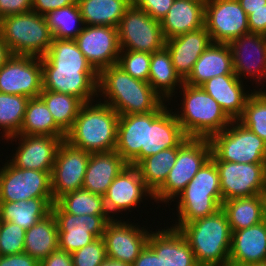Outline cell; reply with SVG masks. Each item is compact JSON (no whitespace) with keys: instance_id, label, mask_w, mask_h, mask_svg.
Listing matches in <instances>:
<instances>
[{"instance_id":"30","label":"cell","mask_w":266,"mask_h":266,"mask_svg":"<svg viewBox=\"0 0 266 266\" xmlns=\"http://www.w3.org/2000/svg\"><path fill=\"white\" fill-rule=\"evenodd\" d=\"M146 113L120 115L115 150L130 165L141 161V148H145Z\"/></svg>"},{"instance_id":"36","label":"cell","mask_w":266,"mask_h":266,"mask_svg":"<svg viewBox=\"0 0 266 266\" xmlns=\"http://www.w3.org/2000/svg\"><path fill=\"white\" fill-rule=\"evenodd\" d=\"M18 134L66 138V133L55 123L52 114L40 97L29 98Z\"/></svg>"},{"instance_id":"34","label":"cell","mask_w":266,"mask_h":266,"mask_svg":"<svg viewBox=\"0 0 266 266\" xmlns=\"http://www.w3.org/2000/svg\"><path fill=\"white\" fill-rule=\"evenodd\" d=\"M58 237L56 218L51 212L26 230L24 252L40 262L59 248Z\"/></svg>"},{"instance_id":"29","label":"cell","mask_w":266,"mask_h":266,"mask_svg":"<svg viewBox=\"0 0 266 266\" xmlns=\"http://www.w3.org/2000/svg\"><path fill=\"white\" fill-rule=\"evenodd\" d=\"M220 75H236L233 71L232 51L229 44L212 43L200 55L184 83L201 86L207 80Z\"/></svg>"},{"instance_id":"19","label":"cell","mask_w":266,"mask_h":266,"mask_svg":"<svg viewBox=\"0 0 266 266\" xmlns=\"http://www.w3.org/2000/svg\"><path fill=\"white\" fill-rule=\"evenodd\" d=\"M95 69L42 68L43 89L79 98L83 103L98 97Z\"/></svg>"},{"instance_id":"5","label":"cell","mask_w":266,"mask_h":266,"mask_svg":"<svg viewBox=\"0 0 266 266\" xmlns=\"http://www.w3.org/2000/svg\"><path fill=\"white\" fill-rule=\"evenodd\" d=\"M180 89L183 92V106L181 114L177 111L175 115L188 138L209 139L232 122L217 101L201 86L183 83Z\"/></svg>"},{"instance_id":"44","label":"cell","mask_w":266,"mask_h":266,"mask_svg":"<svg viewBox=\"0 0 266 266\" xmlns=\"http://www.w3.org/2000/svg\"><path fill=\"white\" fill-rule=\"evenodd\" d=\"M151 53L120 50L117 65L135 79L148 82Z\"/></svg>"},{"instance_id":"12","label":"cell","mask_w":266,"mask_h":266,"mask_svg":"<svg viewBox=\"0 0 266 266\" xmlns=\"http://www.w3.org/2000/svg\"><path fill=\"white\" fill-rule=\"evenodd\" d=\"M50 174L49 171L18 168L7 160L0 168V201L53 198Z\"/></svg>"},{"instance_id":"6","label":"cell","mask_w":266,"mask_h":266,"mask_svg":"<svg viewBox=\"0 0 266 266\" xmlns=\"http://www.w3.org/2000/svg\"><path fill=\"white\" fill-rule=\"evenodd\" d=\"M0 37L13 55L43 57L53 40L45 15L30 11L0 19Z\"/></svg>"},{"instance_id":"56","label":"cell","mask_w":266,"mask_h":266,"mask_svg":"<svg viewBox=\"0 0 266 266\" xmlns=\"http://www.w3.org/2000/svg\"><path fill=\"white\" fill-rule=\"evenodd\" d=\"M99 266H131L120 260L106 258Z\"/></svg>"},{"instance_id":"8","label":"cell","mask_w":266,"mask_h":266,"mask_svg":"<svg viewBox=\"0 0 266 266\" xmlns=\"http://www.w3.org/2000/svg\"><path fill=\"white\" fill-rule=\"evenodd\" d=\"M210 157L209 139L189 138L178 149L176 162L164 184L154 193V201L158 203L159 200L165 203L174 201Z\"/></svg>"},{"instance_id":"2","label":"cell","mask_w":266,"mask_h":266,"mask_svg":"<svg viewBox=\"0 0 266 266\" xmlns=\"http://www.w3.org/2000/svg\"><path fill=\"white\" fill-rule=\"evenodd\" d=\"M84 103L65 140L85 152H109L116 148L119 114L103 101ZM94 103V104H93Z\"/></svg>"},{"instance_id":"55","label":"cell","mask_w":266,"mask_h":266,"mask_svg":"<svg viewBox=\"0 0 266 266\" xmlns=\"http://www.w3.org/2000/svg\"><path fill=\"white\" fill-rule=\"evenodd\" d=\"M12 52L4 40L0 37V68L12 57Z\"/></svg>"},{"instance_id":"14","label":"cell","mask_w":266,"mask_h":266,"mask_svg":"<svg viewBox=\"0 0 266 266\" xmlns=\"http://www.w3.org/2000/svg\"><path fill=\"white\" fill-rule=\"evenodd\" d=\"M42 89L41 57L12 55L0 68V92L35 98Z\"/></svg>"},{"instance_id":"24","label":"cell","mask_w":266,"mask_h":266,"mask_svg":"<svg viewBox=\"0 0 266 266\" xmlns=\"http://www.w3.org/2000/svg\"><path fill=\"white\" fill-rule=\"evenodd\" d=\"M266 262V219L248 228L232 231L228 266Z\"/></svg>"},{"instance_id":"32","label":"cell","mask_w":266,"mask_h":266,"mask_svg":"<svg viewBox=\"0 0 266 266\" xmlns=\"http://www.w3.org/2000/svg\"><path fill=\"white\" fill-rule=\"evenodd\" d=\"M53 198L0 201V221L13 222L27 230L51 213Z\"/></svg>"},{"instance_id":"7","label":"cell","mask_w":266,"mask_h":266,"mask_svg":"<svg viewBox=\"0 0 266 266\" xmlns=\"http://www.w3.org/2000/svg\"><path fill=\"white\" fill-rule=\"evenodd\" d=\"M211 158L235 163H266V141L238 120L209 138Z\"/></svg>"},{"instance_id":"33","label":"cell","mask_w":266,"mask_h":266,"mask_svg":"<svg viewBox=\"0 0 266 266\" xmlns=\"http://www.w3.org/2000/svg\"><path fill=\"white\" fill-rule=\"evenodd\" d=\"M148 83L163 100L168 102L176 93L175 87L181 88L184 83L176 73L170 53L165 46L151 53Z\"/></svg>"},{"instance_id":"38","label":"cell","mask_w":266,"mask_h":266,"mask_svg":"<svg viewBox=\"0 0 266 266\" xmlns=\"http://www.w3.org/2000/svg\"><path fill=\"white\" fill-rule=\"evenodd\" d=\"M42 68L94 69L75 40L53 38L47 53L41 57Z\"/></svg>"},{"instance_id":"41","label":"cell","mask_w":266,"mask_h":266,"mask_svg":"<svg viewBox=\"0 0 266 266\" xmlns=\"http://www.w3.org/2000/svg\"><path fill=\"white\" fill-rule=\"evenodd\" d=\"M56 203L73 215H109L105 209L104 196L86 189H78L61 196Z\"/></svg>"},{"instance_id":"50","label":"cell","mask_w":266,"mask_h":266,"mask_svg":"<svg viewBox=\"0 0 266 266\" xmlns=\"http://www.w3.org/2000/svg\"><path fill=\"white\" fill-rule=\"evenodd\" d=\"M247 19L250 33L266 36V8L250 10Z\"/></svg>"},{"instance_id":"58","label":"cell","mask_w":266,"mask_h":266,"mask_svg":"<svg viewBox=\"0 0 266 266\" xmlns=\"http://www.w3.org/2000/svg\"><path fill=\"white\" fill-rule=\"evenodd\" d=\"M258 91H259L261 94H263V95L266 96V90H263V91H262V90L259 89Z\"/></svg>"},{"instance_id":"45","label":"cell","mask_w":266,"mask_h":266,"mask_svg":"<svg viewBox=\"0 0 266 266\" xmlns=\"http://www.w3.org/2000/svg\"><path fill=\"white\" fill-rule=\"evenodd\" d=\"M26 230L13 222L0 221V255L24 252Z\"/></svg>"},{"instance_id":"16","label":"cell","mask_w":266,"mask_h":266,"mask_svg":"<svg viewBox=\"0 0 266 266\" xmlns=\"http://www.w3.org/2000/svg\"><path fill=\"white\" fill-rule=\"evenodd\" d=\"M74 40L98 73L117 64L120 55L117 27L85 25Z\"/></svg>"},{"instance_id":"57","label":"cell","mask_w":266,"mask_h":266,"mask_svg":"<svg viewBox=\"0 0 266 266\" xmlns=\"http://www.w3.org/2000/svg\"><path fill=\"white\" fill-rule=\"evenodd\" d=\"M247 266H266V262L265 263H258V264H251V265H247Z\"/></svg>"},{"instance_id":"35","label":"cell","mask_w":266,"mask_h":266,"mask_svg":"<svg viewBox=\"0 0 266 266\" xmlns=\"http://www.w3.org/2000/svg\"><path fill=\"white\" fill-rule=\"evenodd\" d=\"M132 0H78L84 25L117 27Z\"/></svg>"},{"instance_id":"11","label":"cell","mask_w":266,"mask_h":266,"mask_svg":"<svg viewBox=\"0 0 266 266\" xmlns=\"http://www.w3.org/2000/svg\"><path fill=\"white\" fill-rule=\"evenodd\" d=\"M214 161L223 201L266 194V163Z\"/></svg>"},{"instance_id":"22","label":"cell","mask_w":266,"mask_h":266,"mask_svg":"<svg viewBox=\"0 0 266 266\" xmlns=\"http://www.w3.org/2000/svg\"><path fill=\"white\" fill-rule=\"evenodd\" d=\"M229 46L232 51L233 71L240 80L242 76L244 78L246 75H249L250 78L253 77L254 81L256 80L255 85H257V81L261 84L262 79L266 80L265 35L255 33L241 35L231 41Z\"/></svg>"},{"instance_id":"47","label":"cell","mask_w":266,"mask_h":266,"mask_svg":"<svg viewBox=\"0 0 266 266\" xmlns=\"http://www.w3.org/2000/svg\"><path fill=\"white\" fill-rule=\"evenodd\" d=\"M175 0H132L133 4L148 13L153 19L161 21Z\"/></svg>"},{"instance_id":"54","label":"cell","mask_w":266,"mask_h":266,"mask_svg":"<svg viewBox=\"0 0 266 266\" xmlns=\"http://www.w3.org/2000/svg\"><path fill=\"white\" fill-rule=\"evenodd\" d=\"M245 13L250 15V10L266 8V0H238Z\"/></svg>"},{"instance_id":"13","label":"cell","mask_w":266,"mask_h":266,"mask_svg":"<svg viewBox=\"0 0 266 266\" xmlns=\"http://www.w3.org/2000/svg\"><path fill=\"white\" fill-rule=\"evenodd\" d=\"M247 14L238 0H206L204 26L213 43L229 44L250 33Z\"/></svg>"},{"instance_id":"43","label":"cell","mask_w":266,"mask_h":266,"mask_svg":"<svg viewBox=\"0 0 266 266\" xmlns=\"http://www.w3.org/2000/svg\"><path fill=\"white\" fill-rule=\"evenodd\" d=\"M238 121L266 141V96L254 89Z\"/></svg>"},{"instance_id":"37","label":"cell","mask_w":266,"mask_h":266,"mask_svg":"<svg viewBox=\"0 0 266 266\" xmlns=\"http://www.w3.org/2000/svg\"><path fill=\"white\" fill-rule=\"evenodd\" d=\"M188 139L187 137L178 147L168 148L155 155L147 156L136 165L141 178L153 193L164 184L169 171L176 162L178 149Z\"/></svg>"},{"instance_id":"40","label":"cell","mask_w":266,"mask_h":266,"mask_svg":"<svg viewBox=\"0 0 266 266\" xmlns=\"http://www.w3.org/2000/svg\"><path fill=\"white\" fill-rule=\"evenodd\" d=\"M45 19L53 38L56 39L74 40L85 26L78 4L50 11Z\"/></svg>"},{"instance_id":"31","label":"cell","mask_w":266,"mask_h":266,"mask_svg":"<svg viewBox=\"0 0 266 266\" xmlns=\"http://www.w3.org/2000/svg\"><path fill=\"white\" fill-rule=\"evenodd\" d=\"M231 231L248 228L266 219V194L223 201Z\"/></svg>"},{"instance_id":"26","label":"cell","mask_w":266,"mask_h":266,"mask_svg":"<svg viewBox=\"0 0 266 266\" xmlns=\"http://www.w3.org/2000/svg\"><path fill=\"white\" fill-rule=\"evenodd\" d=\"M201 87L217 101L232 121L241 117L246 102L252 93L245 92L243 81L236 75L213 77L203 83Z\"/></svg>"},{"instance_id":"17","label":"cell","mask_w":266,"mask_h":266,"mask_svg":"<svg viewBox=\"0 0 266 266\" xmlns=\"http://www.w3.org/2000/svg\"><path fill=\"white\" fill-rule=\"evenodd\" d=\"M112 219L106 224L103 240L107 258L120 260L130 265L147 245L150 233L127 221Z\"/></svg>"},{"instance_id":"21","label":"cell","mask_w":266,"mask_h":266,"mask_svg":"<svg viewBox=\"0 0 266 266\" xmlns=\"http://www.w3.org/2000/svg\"><path fill=\"white\" fill-rule=\"evenodd\" d=\"M19 138L18 148L9 161L18 168L51 172L56 154L61 142L65 138L41 135L17 134L6 138L12 140Z\"/></svg>"},{"instance_id":"23","label":"cell","mask_w":266,"mask_h":266,"mask_svg":"<svg viewBox=\"0 0 266 266\" xmlns=\"http://www.w3.org/2000/svg\"><path fill=\"white\" fill-rule=\"evenodd\" d=\"M206 27L165 40L176 73L184 81L200 55L212 44Z\"/></svg>"},{"instance_id":"4","label":"cell","mask_w":266,"mask_h":266,"mask_svg":"<svg viewBox=\"0 0 266 266\" xmlns=\"http://www.w3.org/2000/svg\"><path fill=\"white\" fill-rule=\"evenodd\" d=\"M177 197L178 222L172 226L175 229L212 215L222 208L219 172L211 157Z\"/></svg>"},{"instance_id":"27","label":"cell","mask_w":266,"mask_h":266,"mask_svg":"<svg viewBox=\"0 0 266 266\" xmlns=\"http://www.w3.org/2000/svg\"><path fill=\"white\" fill-rule=\"evenodd\" d=\"M206 0H175L160 24L164 39L204 27Z\"/></svg>"},{"instance_id":"39","label":"cell","mask_w":266,"mask_h":266,"mask_svg":"<svg viewBox=\"0 0 266 266\" xmlns=\"http://www.w3.org/2000/svg\"><path fill=\"white\" fill-rule=\"evenodd\" d=\"M39 97L45 102L55 123L67 133L84 103L75 96L45 89H42Z\"/></svg>"},{"instance_id":"49","label":"cell","mask_w":266,"mask_h":266,"mask_svg":"<svg viewBox=\"0 0 266 266\" xmlns=\"http://www.w3.org/2000/svg\"><path fill=\"white\" fill-rule=\"evenodd\" d=\"M78 0H32V11L39 15H46L50 11L68 5L77 4Z\"/></svg>"},{"instance_id":"9","label":"cell","mask_w":266,"mask_h":266,"mask_svg":"<svg viewBox=\"0 0 266 266\" xmlns=\"http://www.w3.org/2000/svg\"><path fill=\"white\" fill-rule=\"evenodd\" d=\"M120 50L153 53L165 46L160 21L133 3L117 26Z\"/></svg>"},{"instance_id":"18","label":"cell","mask_w":266,"mask_h":266,"mask_svg":"<svg viewBox=\"0 0 266 266\" xmlns=\"http://www.w3.org/2000/svg\"><path fill=\"white\" fill-rule=\"evenodd\" d=\"M165 103L146 113L145 148H141V160L162 150L178 147L187 138L175 113L169 111Z\"/></svg>"},{"instance_id":"46","label":"cell","mask_w":266,"mask_h":266,"mask_svg":"<svg viewBox=\"0 0 266 266\" xmlns=\"http://www.w3.org/2000/svg\"><path fill=\"white\" fill-rule=\"evenodd\" d=\"M73 266H99L106 258L105 242L102 237L73 252Z\"/></svg>"},{"instance_id":"25","label":"cell","mask_w":266,"mask_h":266,"mask_svg":"<svg viewBox=\"0 0 266 266\" xmlns=\"http://www.w3.org/2000/svg\"><path fill=\"white\" fill-rule=\"evenodd\" d=\"M147 246L160 255L163 266H200L184 235L173 227L150 231Z\"/></svg>"},{"instance_id":"42","label":"cell","mask_w":266,"mask_h":266,"mask_svg":"<svg viewBox=\"0 0 266 266\" xmlns=\"http://www.w3.org/2000/svg\"><path fill=\"white\" fill-rule=\"evenodd\" d=\"M28 101L25 96L0 92V127L5 139L19 133Z\"/></svg>"},{"instance_id":"28","label":"cell","mask_w":266,"mask_h":266,"mask_svg":"<svg viewBox=\"0 0 266 266\" xmlns=\"http://www.w3.org/2000/svg\"><path fill=\"white\" fill-rule=\"evenodd\" d=\"M127 165L116 150L91 153L82 188L104 196L113 180Z\"/></svg>"},{"instance_id":"53","label":"cell","mask_w":266,"mask_h":266,"mask_svg":"<svg viewBox=\"0 0 266 266\" xmlns=\"http://www.w3.org/2000/svg\"><path fill=\"white\" fill-rule=\"evenodd\" d=\"M131 266H163L160 255H156L147 245Z\"/></svg>"},{"instance_id":"1","label":"cell","mask_w":266,"mask_h":266,"mask_svg":"<svg viewBox=\"0 0 266 266\" xmlns=\"http://www.w3.org/2000/svg\"><path fill=\"white\" fill-rule=\"evenodd\" d=\"M97 93L119 115L153 112L165 102L148 82L133 78L117 64L99 72Z\"/></svg>"},{"instance_id":"20","label":"cell","mask_w":266,"mask_h":266,"mask_svg":"<svg viewBox=\"0 0 266 266\" xmlns=\"http://www.w3.org/2000/svg\"><path fill=\"white\" fill-rule=\"evenodd\" d=\"M145 196L154 200V193L141 178L137 167L128 164L107 189L104 195L105 209L108 214L130 211L143 202Z\"/></svg>"},{"instance_id":"3","label":"cell","mask_w":266,"mask_h":266,"mask_svg":"<svg viewBox=\"0 0 266 266\" xmlns=\"http://www.w3.org/2000/svg\"><path fill=\"white\" fill-rule=\"evenodd\" d=\"M200 266H228L232 231L225 211L185 223L178 229Z\"/></svg>"},{"instance_id":"51","label":"cell","mask_w":266,"mask_h":266,"mask_svg":"<svg viewBox=\"0 0 266 266\" xmlns=\"http://www.w3.org/2000/svg\"><path fill=\"white\" fill-rule=\"evenodd\" d=\"M40 262L25 252L3 256L0 255V266H39Z\"/></svg>"},{"instance_id":"15","label":"cell","mask_w":266,"mask_h":266,"mask_svg":"<svg viewBox=\"0 0 266 266\" xmlns=\"http://www.w3.org/2000/svg\"><path fill=\"white\" fill-rule=\"evenodd\" d=\"M90 154L65 139L61 142L50 174L54 202L66 193L82 189Z\"/></svg>"},{"instance_id":"10","label":"cell","mask_w":266,"mask_h":266,"mask_svg":"<svg viewBox=\"0 0 266 266\" xmlns=\"http://www.w3.org/2000/svg\"><path fill=\"white\" fill-rule=\"evenodd\" d=\"M51 212L56 218L59 231V249L70 254L102 237L106 224L116 219L115 214L73 215L66 213L56 202L52 205Z\"/></svg>"},{"instance_id":"52","label":"cell","mask_w":266,"mask_h":266,"mask_svg":"<svg viewBox=\"0 0 266 266\" xmlns=\"http://www.w3.org/2000/svg\"><path fill=\"white\" fill-rule=\"evenodd\" d=\"M39 266H73L72 255L58 248L42 259Z\"/></svg>"},{"instance_id":"48","label":"cell","mask_w":266,"mask_h":266,"mask_svg":"<svg viewBox=\"0 0 266 266\" xmlns=\"http://www.w3.org/2000/svg\"><path fill=\"white\" fill-rule=\"evenodd\" d=\"M32 11V0H0V19Z\"/></svg>"}]
</instances>
